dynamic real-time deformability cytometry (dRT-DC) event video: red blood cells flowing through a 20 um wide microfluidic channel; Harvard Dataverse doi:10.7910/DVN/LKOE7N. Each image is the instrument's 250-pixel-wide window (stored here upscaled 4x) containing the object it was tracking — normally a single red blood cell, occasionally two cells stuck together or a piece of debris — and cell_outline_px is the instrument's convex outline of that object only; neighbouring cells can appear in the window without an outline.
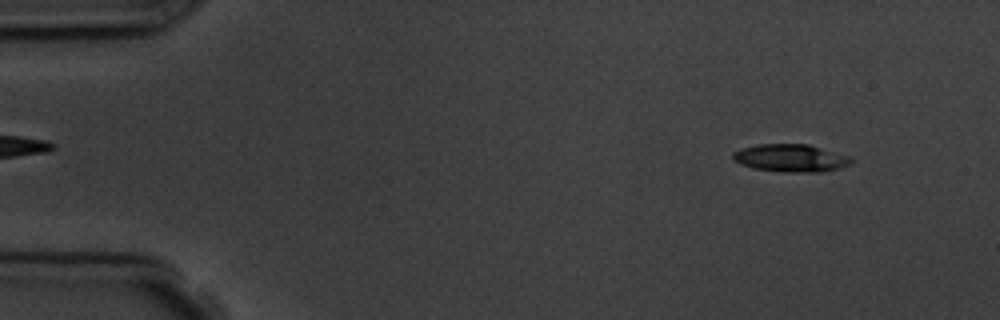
{"species": "common noctule bat (a hibernating species)", "species_latin": "Nyctalus noctula", "temperature_condition": "room temperature", "stored_images_in_passage": 3, "camera_frame_rate_fps": 3000, "um_per_image_px": 0.085, "animal": {"sex": "male", "body_mass_g": 19.5, "forearm_length_mm": 54.6}, "frame": {"image": 1, "passage_image": 1, "time_ms": 0.0, "image_size_px": [1000, 320], "cell_outline_px": [[852, 164], [840, 168], [820, 172], [784, 172], [752, 168], [740, 164], [732, 160], [732, 152], [756, 144], [808, 144], [848, 156], [852, 160]], "centroid_in_image_um": [67.18, 13.44], "position_along_channel_um": 17.8, "area_um2": 19.07}}